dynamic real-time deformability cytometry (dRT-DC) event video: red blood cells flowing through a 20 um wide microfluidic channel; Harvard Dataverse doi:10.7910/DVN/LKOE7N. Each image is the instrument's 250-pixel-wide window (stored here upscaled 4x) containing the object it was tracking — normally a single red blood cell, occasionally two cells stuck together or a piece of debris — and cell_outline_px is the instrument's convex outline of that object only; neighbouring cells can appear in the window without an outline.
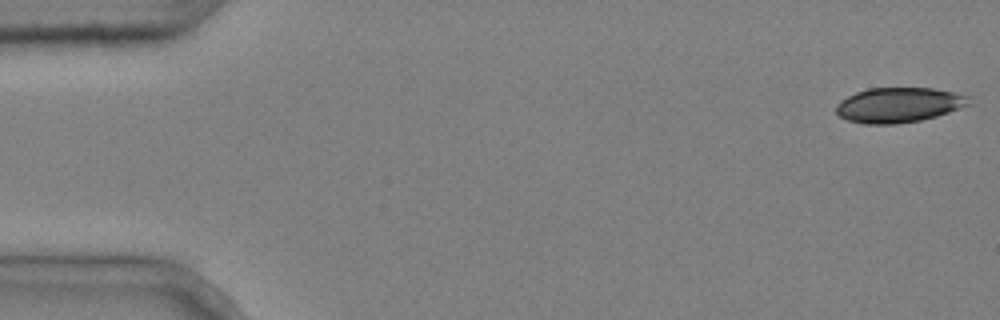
{"species": "common noctule bat (a hibernating species)", "species_latin": "Nyctalus noctula", "temperature_condition": "cold", "stored_images_in_passage": 4, "camera_frame_rate_fps": 3000, "um_per_image_px": 0.085, "animal": {"sex": "male", "body_mass_g": 20.4}, "frame": {"image": 1, "passage_image": 1, "time_ms": 0.0, "image_size_px": [1000, 320], "cell_outline_px": [[972, 104], [936, 116], [920, 120], [896, 124], [860, 124], [848, 120], [840, 116], [836, 112], [836, 104], [840, 100], [856, 92], [868, 88], [932, 88], [952, 92], [968, 96]], "centroid_in_image_um": [76.37, 8.92], "position_along_channel_um": 8.6, "area_um2": 27.05}}